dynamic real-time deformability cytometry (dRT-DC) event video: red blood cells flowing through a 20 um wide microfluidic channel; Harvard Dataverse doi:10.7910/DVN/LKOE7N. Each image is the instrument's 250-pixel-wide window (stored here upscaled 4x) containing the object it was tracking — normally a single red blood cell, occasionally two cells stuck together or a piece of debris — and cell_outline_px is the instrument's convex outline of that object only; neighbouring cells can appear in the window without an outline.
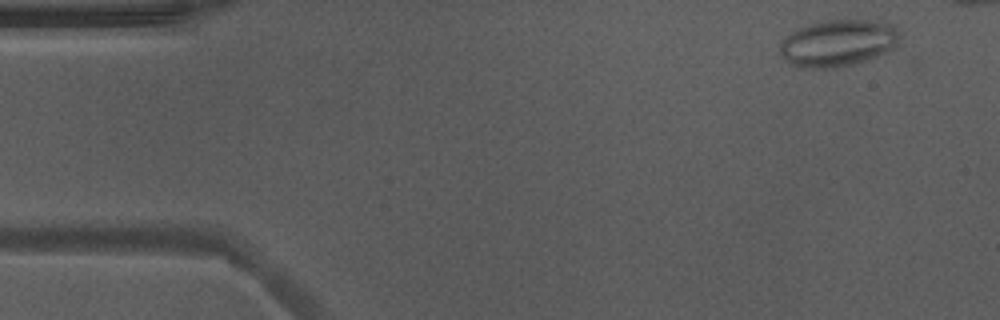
{"species": "Egyptian fruit bat (a non-hibernating species)", "species_latin": "Rousettus aegyptiacus", "temperature_condition": "warm", "stored_images_in_passage": 23, "camera_frame_rate_fps": 3000, "um_per_image_px": 0.085, "animal": {"sex": "male"}, "frame": {"image": 1, "passage_image": 3, "time_ms": 0.667, "image_size_px": [1000, 320], "cell_outline_px": [[900, 36], [896, 48], [868, 60], [836, 68], [804, 68], [788, 64], [784, 60], [780, 52], [780, 40], [796, 28], [816, 20], [872, 20], [896, 24]], "centroid_in_image_um": [71.22, 3.65], "position_along_channel_um": 13.8, "area_um2": 33.52}}